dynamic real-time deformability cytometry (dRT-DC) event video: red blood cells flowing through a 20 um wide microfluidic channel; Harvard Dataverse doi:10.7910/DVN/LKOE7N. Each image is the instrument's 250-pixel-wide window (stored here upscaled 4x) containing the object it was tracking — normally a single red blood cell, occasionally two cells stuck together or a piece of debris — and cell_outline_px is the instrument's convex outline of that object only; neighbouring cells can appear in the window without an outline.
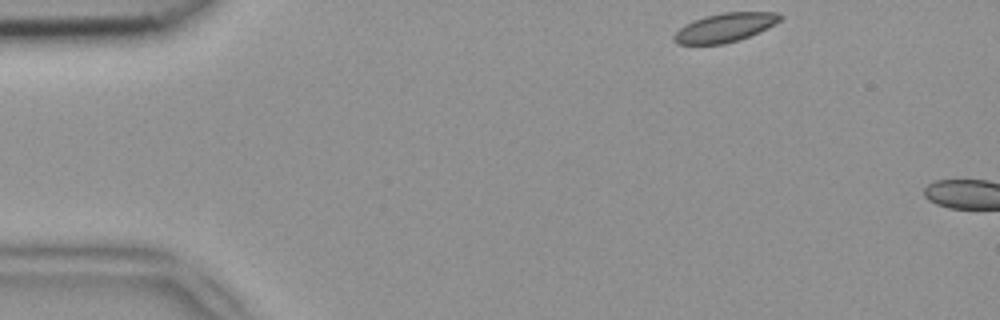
{"species": "common noctule bat (a hibernating species)", "species_latin": "Nyctalus noctula", "temperature_condition": "room temperature", "stored_images_in_passage": 4, "camera_frame_rate_fps": 3000, "um_per_image_px": 0.085, "animal": {"sex": "female", "body_mass_g": 18.4}, "frame": {"image": 1, "passage_image": 1, "time_ms": 0.0, "image_size_px": [1000, 320], "cell_outline_px": [[784, 16], [780, 20], [768, 28], [748, 36], [724, 44], [676, 44], [672, 40], [672, 36], [684, 24], [704, 16], [724, 12], [776, 12]], "centroid_in_image_um": [61.59, 2.33], "position_along_channel_um": 23.4, "area_um2": 17.8}}